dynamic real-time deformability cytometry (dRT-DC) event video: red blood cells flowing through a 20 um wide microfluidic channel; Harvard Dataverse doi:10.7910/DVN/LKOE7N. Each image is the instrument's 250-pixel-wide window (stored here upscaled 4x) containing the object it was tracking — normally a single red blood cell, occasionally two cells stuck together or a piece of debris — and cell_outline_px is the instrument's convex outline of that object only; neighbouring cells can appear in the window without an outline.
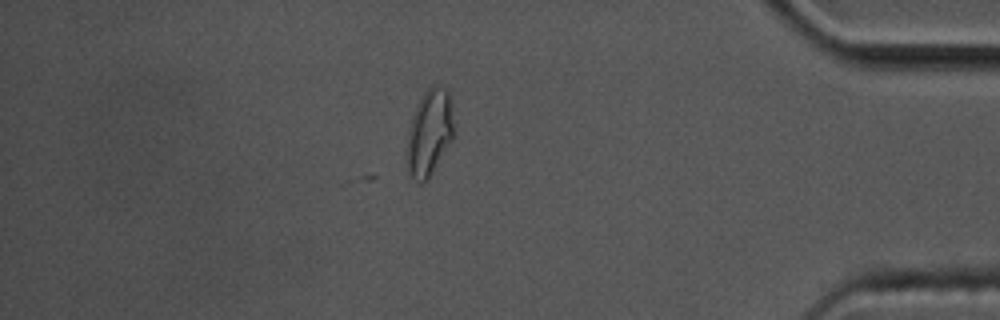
{"species": "common noctule bat (a hibernating species)", "species_latin": "Nyctalus noctula", "temperature_condition": "cold", "stored_images_in_passage": 53, "camera_frame_rate_fps": 3000, "um_per_image_px": 0.085, "animal": {"sex": "male", "body_mass_g": 17.5, "forearm_length_mm": 52.3}, "frame": {"image": 1, "passage_image": 53, "time_ms": 17.333, "image_size_px": [1000, 320], "cell_outline_px": [[456, 132], [452, 140], [432, 172], [420, 184], [408, 172], [404, 164], [408, 132], [412, 116], [424, 92], [432, 84], [436, 84], [448, 88]], "centroid_in_image_um": [36.5, 11.25], "position_along_channel_um": 398.7, "area_um2": 23.99}}